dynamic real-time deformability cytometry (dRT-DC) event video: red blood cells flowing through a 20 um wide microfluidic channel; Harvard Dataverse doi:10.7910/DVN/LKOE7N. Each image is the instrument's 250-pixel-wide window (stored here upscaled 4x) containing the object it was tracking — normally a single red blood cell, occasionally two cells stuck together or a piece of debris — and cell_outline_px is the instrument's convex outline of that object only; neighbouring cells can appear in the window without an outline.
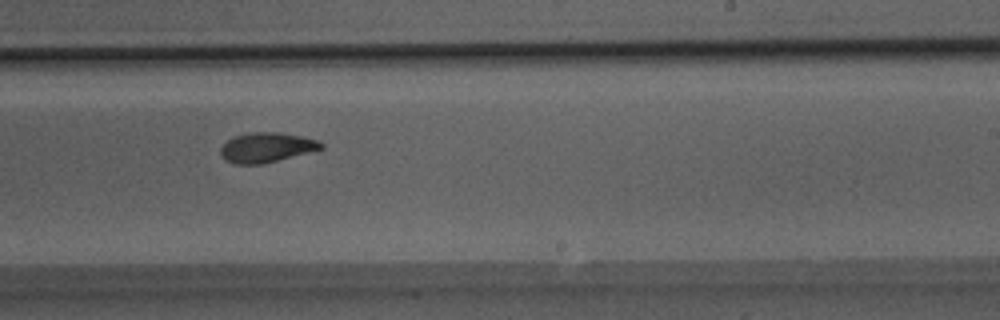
{"species": "Egyptian fruit bat (a non-hibernating species)", "species_latin": "Rousettus aegyptiacus", "temperature_condition": "room temperature", "stored_images_in_passage": 34, "camera_frame_rate_fps": 3000, "um_per_image_px": 0.085, "animal": {"sex": "male"}, "frame": {"image": 1, "passage_image": 15, "time_ms": 4.667, "image_size_px": [1000, 320], "cell_outline_px": [[320, 148], [272, 160], [232, 160], [224, 156], [224, 148], [232, 140], [244, 136], [288, 136], [312, 140], [320, 144]], "centroid_in_image_um": [22.73, 12.54], "position_along_channel_um": 266.3, "area_um2": 13.12}}
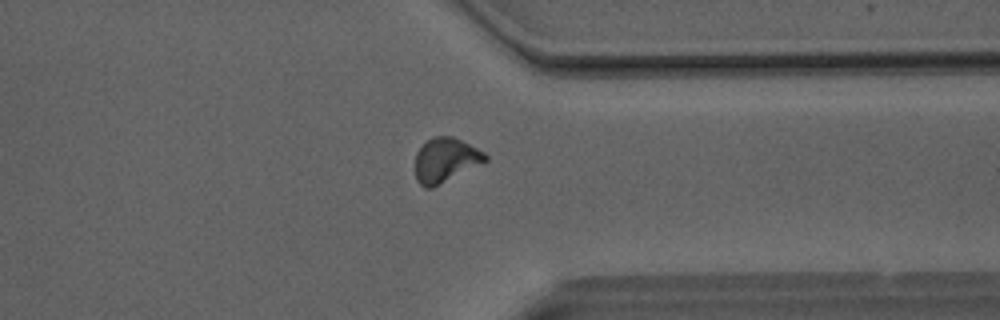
{"frame": {"image": 2, "passage_image": 23, "time_ms": 7.333, "image_size_px": [1000, 320], "cell_outline_px": [[484, 160], [436, 184], [424, 184], [416, 176], [416, 160], [424, 144], [432, 140], [456, 140], [480, 152], [484, 156]], "centroid_in_image_um": [37.8, 13.63], "position_along_channel_um": 373.6, "area_um2": 14.97}}
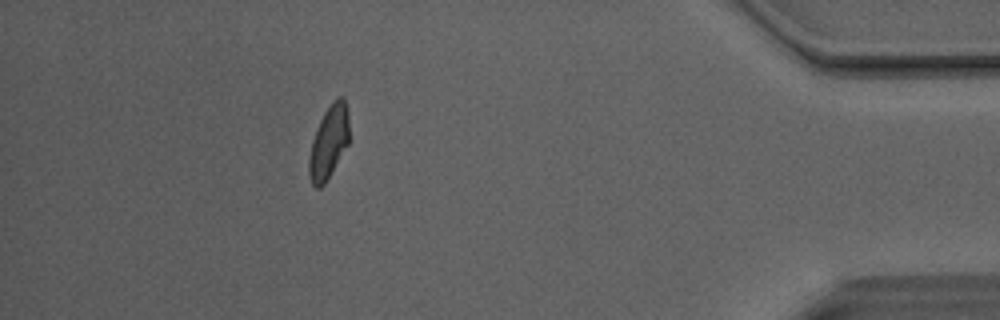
{"frame": {"image": 3, "passage_image": 29, "time_ms": 9.333, "image_size_px": [1000, 320], "cell_outline_px": [[348, 140], [328, 176], [320, 184], [316, 184], [312, 180], [312, 148], [316, 132], [324, 116], [332, 104], [336, 100], [340, 100], [344, 104], [348, 128]], "centroid_in_image_um": [27.99, 12.04], "position_along_channel_um": 407.2, "area_um2": 14.1}}